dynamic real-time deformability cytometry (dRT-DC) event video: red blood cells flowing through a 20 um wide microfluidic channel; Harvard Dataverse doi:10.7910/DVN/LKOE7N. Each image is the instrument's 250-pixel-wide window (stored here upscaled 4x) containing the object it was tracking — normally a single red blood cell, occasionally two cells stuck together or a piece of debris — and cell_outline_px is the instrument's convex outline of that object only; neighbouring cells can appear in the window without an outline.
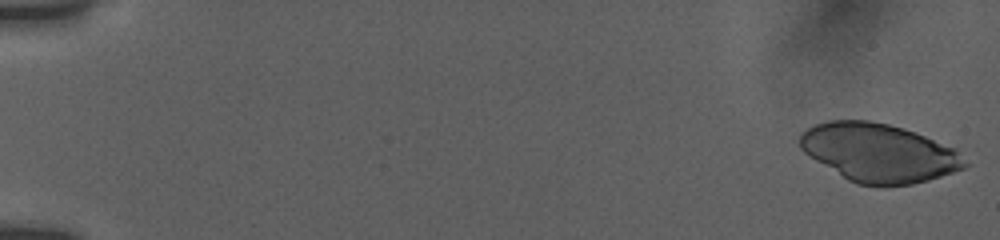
{"species": "human", "species_latin": "Homo sapiens", "temperature_condition": "room temperature", "stored_images_in_passage": 53, "camera_frame_rate_fps": 3000, "um_per_image_px": 0.085, "donor": {"sex": "female"}, "frame": {"image": 1, "passage_image": 1, "time_ms": 0.0, "image_size_px": [1000, 240], "cell_outline_px": [[968, 164], [964, 168], [928, 180], [912, 184], [884, 188], [856, 184], [848, 180], [816, 160], [804, 152], [800, 148], [800, 132], [816, 124], [828, 120], [868, 120], [888, 124], [904, 128], [956, 148]], "centroid_in_image_um": [74.7, 13.0], "position_along_channel_um": 10.3, "area_um2": 56.41}}
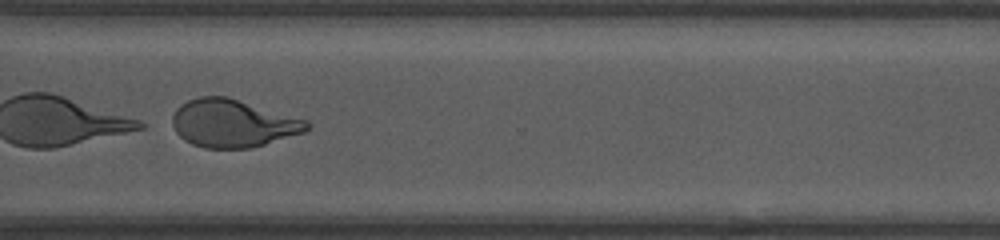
{"frame": {"image": 2, "passage_image": 42, "time_ms": 13.667, "image_size_px": [1000, 240], "cell_outline_px": [[312, 124], [304, 132], [264, 144], [248, 148], [204, 148], [192, 144], [184, 140], [176, 132], [172, 124], [172, 116], [176, 108], [180, 104], [188, 100], [200, 96], [228, 96], [308, 120]], "centroid_in_image_um": [19.78, 10.47], "position_along_channel_um": 350.8, "area_um2": 37.57}}